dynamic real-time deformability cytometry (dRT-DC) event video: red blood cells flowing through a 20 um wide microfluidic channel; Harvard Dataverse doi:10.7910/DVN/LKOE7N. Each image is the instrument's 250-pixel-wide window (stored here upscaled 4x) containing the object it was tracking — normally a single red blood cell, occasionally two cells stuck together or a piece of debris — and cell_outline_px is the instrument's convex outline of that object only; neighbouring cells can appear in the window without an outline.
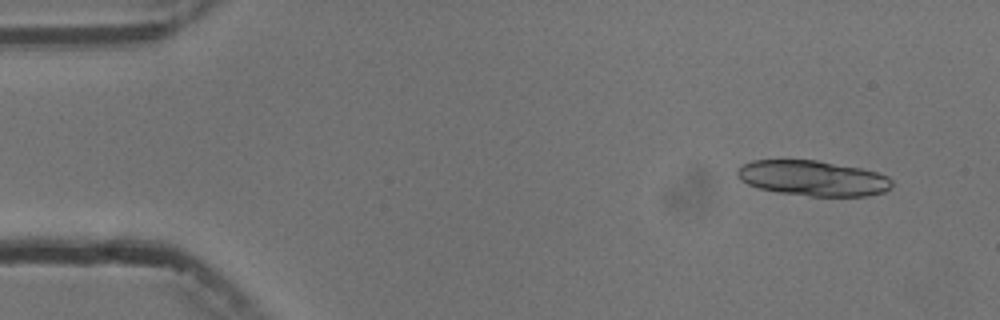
{"species": "common noctule bat (a hibernating species)", "species_latin": "Nyctalus noctula", "temperature_condition": "cold", "stored_images_in_passage": 6, "segment_of_instrument_passage": [1, 2], "camera_frame_rate_fps": 3000, "um_per_image_px": 0.085, "animal": {"sex": "male", "body_mass_g": 13.3}, "frame": {"image": 1, "passage_image": 2, "time_ms": 1.0, "image_size_px": [1000, 320], "cell_outline_px": [[892, 188], [884, 192], [868, 196], [808, 196], [776, 192], [760, 188], [748, 184], [740, 180], [736, 176], [736, 172], [740, 164], [752, 160], [816, 160], [860, 168], [876, 172], [888, 176], [892, 180]], "centroid_in_image_um": [69.08, 15.15], "position_along_channel_um": 15.9, "area_um2": 32.08}}